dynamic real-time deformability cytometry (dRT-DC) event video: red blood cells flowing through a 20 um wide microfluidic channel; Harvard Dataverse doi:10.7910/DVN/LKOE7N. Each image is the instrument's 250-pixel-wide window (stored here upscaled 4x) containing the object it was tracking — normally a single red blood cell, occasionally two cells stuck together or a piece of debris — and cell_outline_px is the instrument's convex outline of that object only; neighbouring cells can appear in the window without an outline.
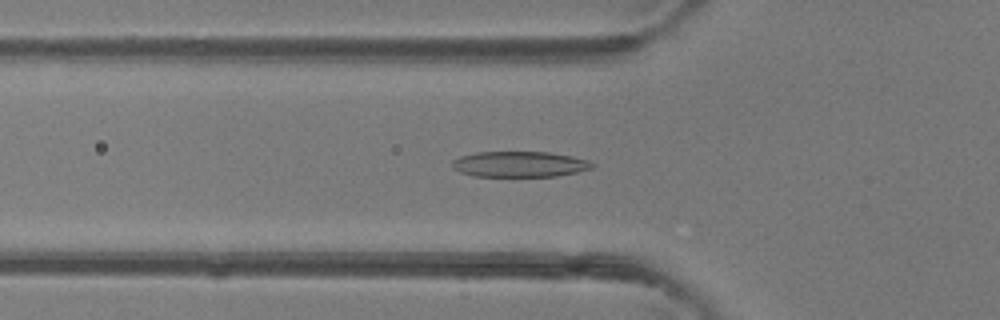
{"species": "common noctule bat (a hibernating species)", "species_latin": "Nyctalus noctula", "temperature_condition": "room temperature", "stored_images_in_passage": 47, "camera_frame_rate_fps": 3000, "um_per_image_px": 0.085, "animal": {"sex": "female"}, "frame": {"image": 1, "passage_image": 16, "time_ms": 5.0, "image_size_px": [1000, 320], "cell_outline_px": [[596, 164], [592, 168], [576, 172], [556, 176], [472, 176], [460, 172], [452, 168], [452, 160], [460, 156], [476, 152], [548, 152], [572, 156], [588, 160]], "centroid_in_image_um": [44.15, 13.95], "position_along_channel_um": 81.7, "area_um2": 20.98}}
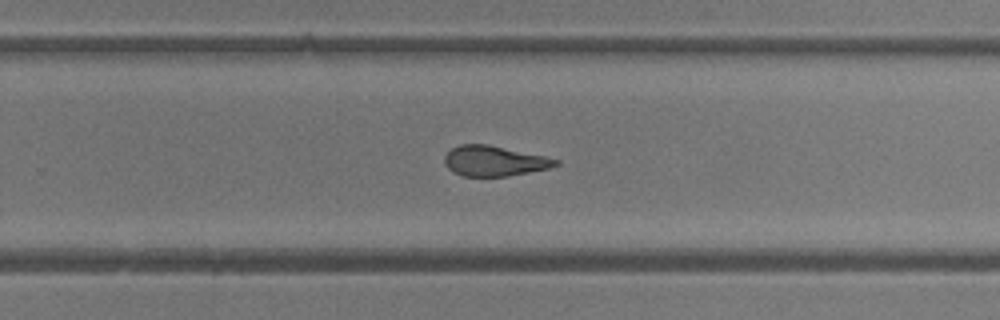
{"frame": {"image": 2, "passage_image": 30, "time_ms": 9.667, "image_size_px": [1000, 320], "cell_outline_px": [[560, 164], [548, 168], [508, 176], [464, 176], [452, 172], [444, 164], [444, 156], [452, 148], [460, 144], [488, 144], [544, 156], [560, 160]], "centroid_in_image_um": [41.99, 13.68], "position_along_channel_um": 287.8, "area_um2": 19.54}}
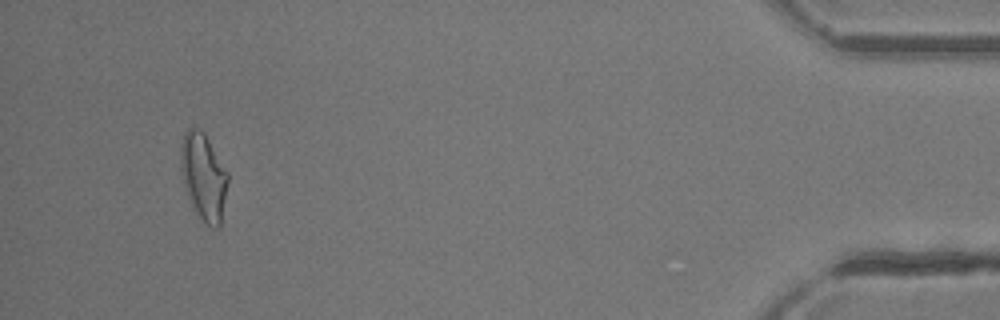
{"frame": {"image": 3, "passage_image": 44, "time_ms": 14.333, "image_size_px": [1000, 320], "cell_outline_px": [[228, 180], [220, 228], [212, 228], [196, 212], [188, 196], [184, 184], [180, 168], [180, 148], [184, 132], [192, 124], [200, 128], [204, 132], [228, 172]], "centroid_in_image_um": [17.29, 14.95], "position_along_channel_um": 417.9, "area_um2": 23.93}, "authors_computed_cell_mechanics": {"area_um2": 21.4438, "velocity_mm_per_s": 4.4076, "shape_relaxation_time_tau1_ms": null, "shape_relaxation_time_tau2_ms": 1.8778, "deformation_change_tau1": null, "deformation_change_tau2": 0.1137}}